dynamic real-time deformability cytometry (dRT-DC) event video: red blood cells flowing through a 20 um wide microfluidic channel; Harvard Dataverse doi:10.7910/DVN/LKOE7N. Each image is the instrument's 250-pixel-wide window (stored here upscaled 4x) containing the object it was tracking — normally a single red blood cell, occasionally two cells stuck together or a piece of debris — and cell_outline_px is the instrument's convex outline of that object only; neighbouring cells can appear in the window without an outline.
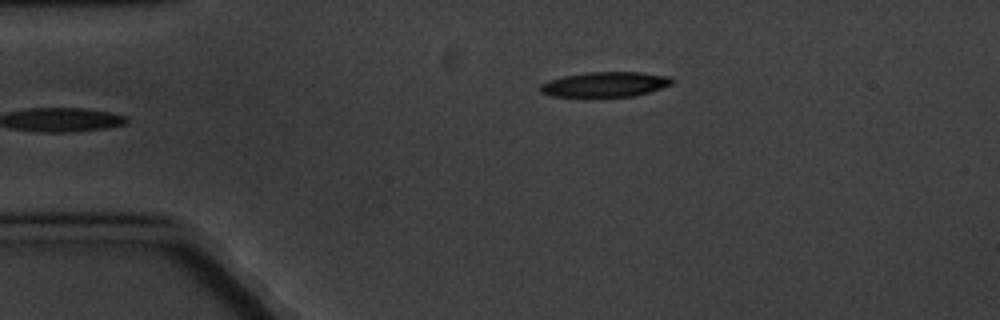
{"species": "common noctule bat (a hibernating species)", "species_latin": "Nyctalus noctula", "temperature_condition": "cold", "stored_images_in_passage": 6, "camera_frame_rate_fps": 3000, "um_per_image_px": 0.085, "animal": {"sex": "male", "body_mass_g": 20.1, "forearm_length_mm": 53.5}, "frame": {"image": 1, "passage_image": 6, "time_ms": 6.667, "image_size_px": [1000, 320], "cell_outline_px": [[676, 80], [672, 84], [636, 96], [552, 96], [540, 92], [540, 84], [548, 80], [564, 76], [588, 72], [640, 72], [672, 76]], "centroid_in_image_um": [51.47, 7.16], "position_along_channel_um": 33.5, "area_um2": 19.19}}